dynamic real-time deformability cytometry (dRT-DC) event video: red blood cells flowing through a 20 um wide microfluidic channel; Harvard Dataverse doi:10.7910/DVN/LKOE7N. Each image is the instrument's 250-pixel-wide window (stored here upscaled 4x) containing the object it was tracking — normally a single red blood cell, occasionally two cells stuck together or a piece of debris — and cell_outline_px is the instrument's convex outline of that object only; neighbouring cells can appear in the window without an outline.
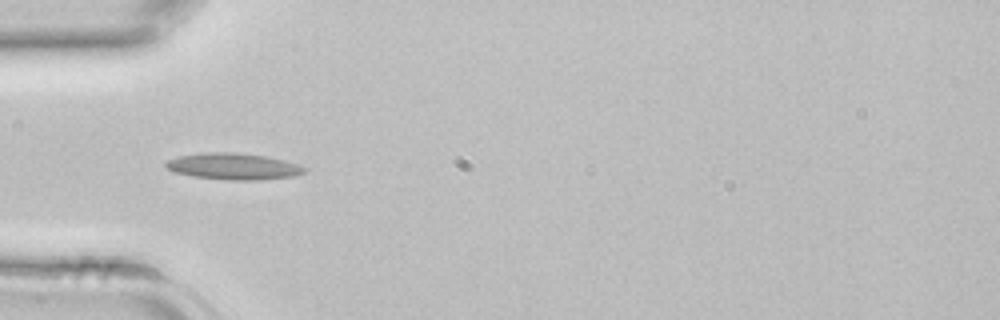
{"species": "common noctule bat (a hibernating species)", "species_latin": "Nyctalus noctula", "temperature_condition": "room temperature", "stored_images_in_passage": 41, "camera_frame_rate_fps": 3000, "um_per_image_px": 0.085, "animal": {"sex": "female", "body_mass_g": 22.7, "forearm_length_mm": 54.2}, "frame": {"image": 1, "passage_image": 12, "time_ms": 3.667, "image_size_px": [1000, 320], "cell_outline_px": [[304, 172], [292, 176], [256, 180], [228, 180], [192, 176], [176, 172], [168, 168], [164, 164], [168, 160], [176, 156], [204, 152], [236, 152], [264, 156], [284, 160], [296, 164], [304, 168]], "centroid_in_image_um": [19.77, 14.13], "position_along_channel_um": 65.2, "area_um2": 21.1}}